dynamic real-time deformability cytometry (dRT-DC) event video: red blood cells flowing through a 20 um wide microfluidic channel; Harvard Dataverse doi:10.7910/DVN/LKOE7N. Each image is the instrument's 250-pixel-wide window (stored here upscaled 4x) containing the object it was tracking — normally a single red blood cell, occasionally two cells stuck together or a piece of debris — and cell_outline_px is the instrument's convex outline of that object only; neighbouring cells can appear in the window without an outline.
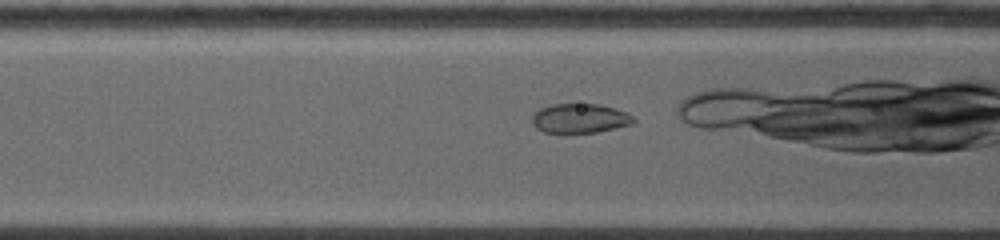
{"species": "common noctule bat (a hibernating species)", "species_latin": "Nyctalus noctula", "temperature_condition": "warm", "stored_images_in_passage": 19, "camera_frame_rate_fps": 5000, "um_per_image_px": 0.085, "animal": {"sex": "female", "body_mass_g": 19.0, "forearm_length_mm": 53.3}, "frame": {"image": 1, "passage_image": 4, "time_ms": 1.2, "image_size_px": [1000, 240], "cell_outline_px": [[636, 120], [632, 124], [596, 132], [544, 132], [536, 128], [532, 120], [532, 116], [540, 108], [552, 104], [600, 104], [624, 112], [632, 116]], "centroid_in_image_um": [49.27, 10.05], "position_along_channel_um": 117.3, "area_um2": 17.05}}